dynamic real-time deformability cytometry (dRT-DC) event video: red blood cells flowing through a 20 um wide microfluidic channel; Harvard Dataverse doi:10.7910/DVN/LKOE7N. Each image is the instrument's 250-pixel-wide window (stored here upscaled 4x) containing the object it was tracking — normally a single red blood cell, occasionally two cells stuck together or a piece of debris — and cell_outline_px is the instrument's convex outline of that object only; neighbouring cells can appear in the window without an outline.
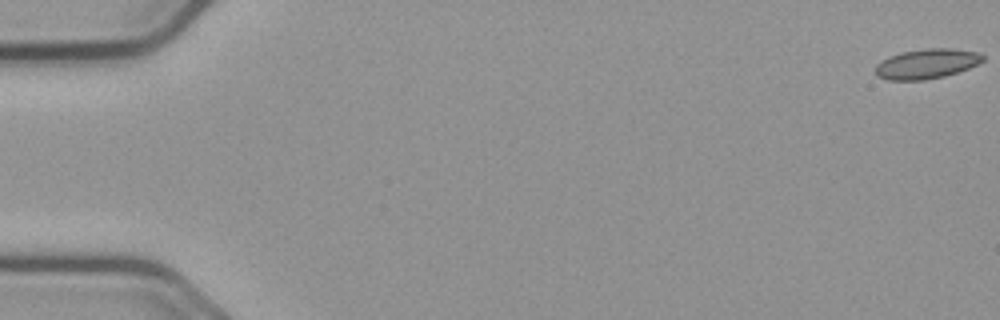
{"species": "common noctule bat (a hibernating species)", "species_latin": "Nyctalus noctula", "temperature_condition": "cold", "stored_images_in_passage": 57, "camera_frame_rate_fps": 3000, "um_per_image_px": 0.085, "animal": {"sex": "male", "body_mass_g": 23.1, "forearm_length_mm": 52.7}, "frame": {"image": 1, "passage_image": 1, "time_ms": 0.0, "image_size_px": [1000, 320], "cell_outline_px": [[984, 60], [968, 68], [944, 76], [924, 80], [888, 80], [876, 76], [876, 64], [880, 60], [900, 52], [928, 48], [948, 48], [980, 52], [984, 56]], "centroid_in_image_um": [78.74, 5.42], "position_along_channel_um": 6.3, "area_um2": 18.67}}
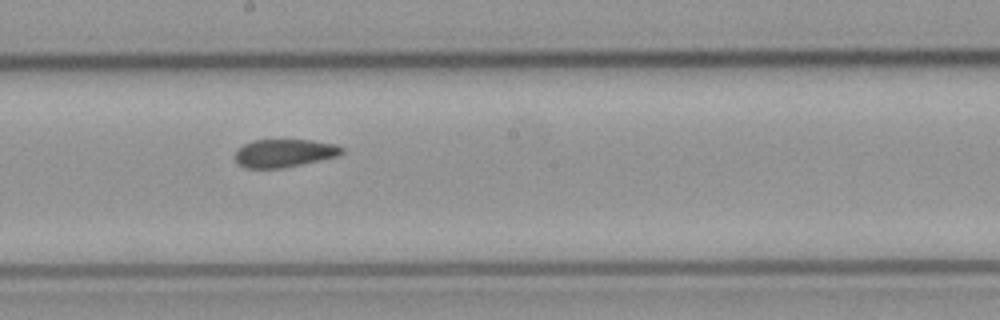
{"frame": {"image": 2, "passage_image": 32, "time_ms": 10.333, "image_size_px": [1000, 320], "cell_outline_px": [[344, 152], [336, 156], [300, 164], [280, 168], [244, 168], [236, 160], [236, 152], [244, 144], [252, 140], [312, 140], [336, 144], [344, 148]], "centroid_in_image_um": [24.17, 13.0], "position_along_channel_um": 224.0, "area_um2": 17.17}}
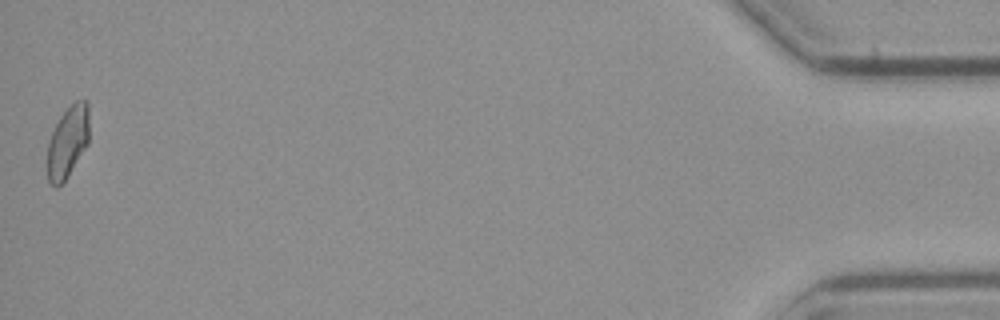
{"frame": {"image": 3, "passage_image": 57, "time_ms": 18.667, "image_size_px": [1000, 320], "cell_outline_px": [[88, 144], [68, 176], [56, 188], [48, 180], [48, 144], [52, 132], [60, 116], [76, 100], [88, 100]], "centroid_in_image_um": [5.77, 12.05], "position_along_channel_um": 429.4, "area_um2": 17.22}, "authors_computed_cell_mechanics": {"area_um2": 18.2648, "velocity_mm_per_s": 3.6543, "shape_relaxation_time_tau1_ms": null, "shape_relaxation_time_tau2_ms": 2.1102, "deformation_change_tau1": null, "deformation_change_tau2": 0.0858}}